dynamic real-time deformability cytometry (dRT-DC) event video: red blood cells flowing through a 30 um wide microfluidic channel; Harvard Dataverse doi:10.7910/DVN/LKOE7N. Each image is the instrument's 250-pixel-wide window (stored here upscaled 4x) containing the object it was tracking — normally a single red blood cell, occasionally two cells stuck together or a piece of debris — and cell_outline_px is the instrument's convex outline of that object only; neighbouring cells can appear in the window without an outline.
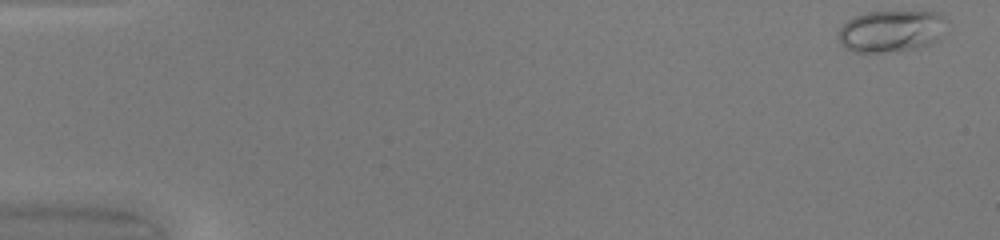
{"species": "common noctule bat (a hibernating species)", "species_latin": "Nyctalus noctula", "temperature_condition": "warm", "stored_images_in_passage": 48, "camera_frame_rate_fps": 3000, "um_per_image_px": 0.085, "animal": {"sex": "female", "body_mass_g": 20.0, "forearm_length_mm": 54.0}, "frame": {"image": 1, "passage_image": 1, "time_ms": 0.0, "image_size_px": [1000, 240], "cell_outline_px": [[948, 20], [940, 40], [920, 48], [896, 52], [852, 52], [844, 48], [840, 44], [840, 28], [848, 20], [856, 16], [868, 12], [940, 12]], "centroid_in_image_um": [75.81, 2.66], "position_along_channel_um": 9.2, "area_um2": 26.7}}
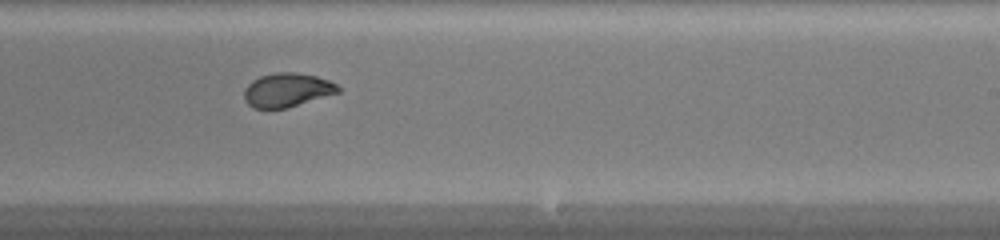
{"frame": {"image": 2, "passage_image": 30, "time_ms": 9.667, "image_size_px": [1000, 240], "cell_outline_px": [[340, 92], [288, 108], [252, 108], [244, 100], [244, 88], [252, 80], [260, 76], [276, 72], [296, 72], [316, 76], [328, 80], [336, 84], [340, 88]], "centroid_in_image_um": [24.39, 7.65], "position_along_channel_um": 264.6, "area_um2": 18.67}}
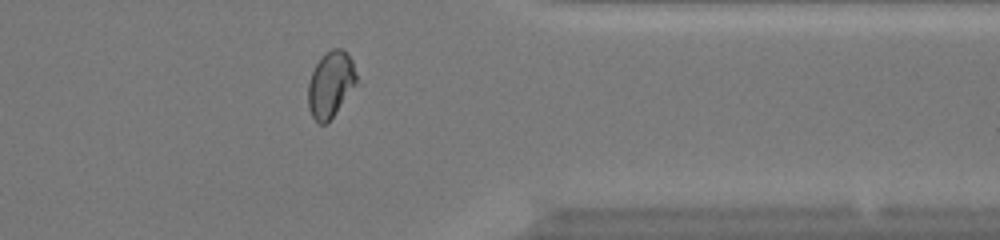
{"frame": {"image": 3, "passage_image": 39, "time_ms": 12.667, "image_size_px": [1000, 240], "cell_outline_px": [[356, 80], [332, 116], [324, 124], [320, 124], [312, 116], [308, 108], [308, 84], [312, 72], [320, 56], [332, 48], [340, 48], [348, 52], [352, 60], [356, 72]], "centroid_in_image_um": [28.06, 7.1], "position_along_channel_um": 383.3, "area_um2": 18.03}, "authors_computed_cell_mechanics": {"area_um2": 20.0566, "velocity_mm_per_s": 4.2532, "shape_relaxation_time_tau1_ms": null, "shape_relaxation_time_tau2_ms": 0.618, "deformation_change_tau1": null, "deformation_change_tau2": 0.0561}}